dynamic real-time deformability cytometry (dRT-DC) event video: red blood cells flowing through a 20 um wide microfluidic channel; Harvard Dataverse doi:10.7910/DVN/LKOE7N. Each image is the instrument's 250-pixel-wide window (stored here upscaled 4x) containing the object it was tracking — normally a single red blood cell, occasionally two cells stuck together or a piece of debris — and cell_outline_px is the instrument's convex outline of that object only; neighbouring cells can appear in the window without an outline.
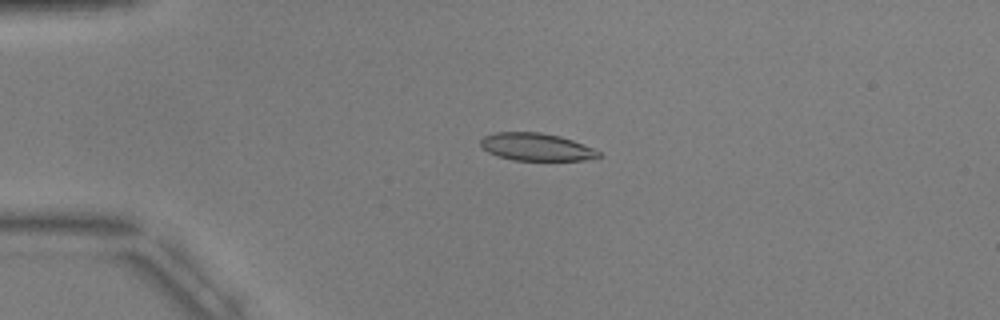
{"species": "common noctule bat (a hibernating species)", "species_latin": "Nyctalus noctula", "temperature_condition": "warm", "stored_images_in_passage": 5, "camera_frame_rate_fps": 3000, "um_per_image_px": 0.085, "animal": {"sex": "male", "body_mass_g": 17.9, "forearm_length_mm": 54.2}, "frame": {"image": 1, "passage_image": 4, "time_ms": 3.667, "image_size_px": [1000, 320], "cell_outline_px": [[600, 156], [584, 160], [512, 160], [496, 156], [488, 152], [480, 144], [480, 140], [484, 136], [496, 132], [540, 132], [560, 136], [572, 140], [592, 148], [600, 152]], "centroid_in_image_um": [45.54, 12.49], "position_along_channel_um": 39.5, "area_um2": 18.84}}